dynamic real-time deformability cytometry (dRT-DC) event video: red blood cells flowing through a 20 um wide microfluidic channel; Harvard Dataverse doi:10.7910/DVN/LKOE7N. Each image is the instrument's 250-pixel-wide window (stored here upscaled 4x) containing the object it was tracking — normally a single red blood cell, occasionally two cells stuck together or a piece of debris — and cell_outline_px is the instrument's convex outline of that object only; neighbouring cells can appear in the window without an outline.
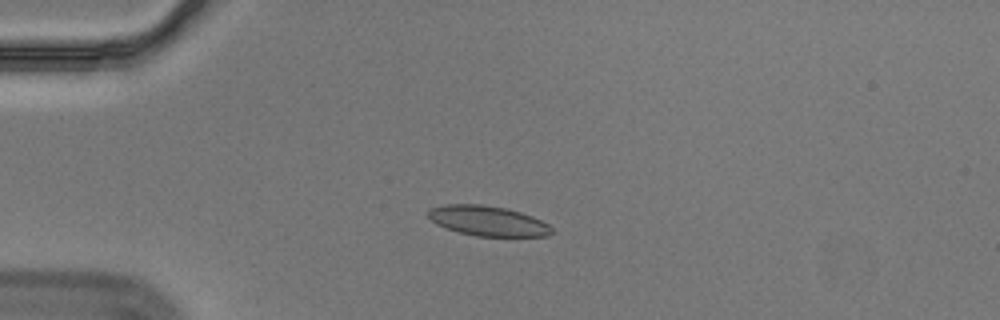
{"species": "Egyptian fruit bat (a non-hibernating species)", "species_latin": "Rousettus aegyptiacus", "temperature_condition": "cold", "stored_images_in_passage": 43, "camera_frame_rate_fps": 3000, "um_per_image_px": 0.085, "animal": {"sex": "male"}, "frame": {"image": 1, "passage_image": 1, "time_ms": 0.0, "image_size_px": [1000, 320], "cell_outline_px": [[552, 232], [548, 236], [476, 236], [460, 232], [436, 224], [428, 216], [428, 212], [432, 208], [444, 204], [480, 204], [504, 208], [520, 212], [532, 216], [548, 224], [552, 228]], "centroid_in_image_um": [41.47, 18.77], "position_along_channel_um": 43.5, "area_um2": 21.33}}
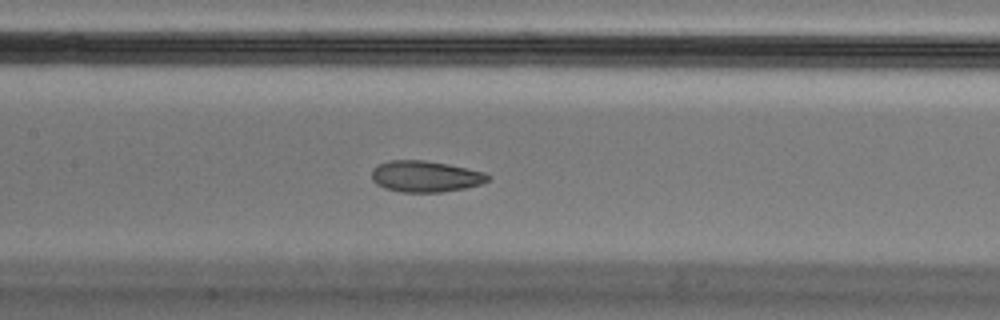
{"frame": {"image": 2, "passage_image": 14, "time_ms": 4.333, "image_size_px": [1000, 320], "cell_outline_px": [[492, 176], [488, 180], [480, 184], [464, 188], [440, 192], [400, 192], [384, 188], [376, 184], [372, 180], [372, 168], [376, 164], [388, 160], [424, 160], [448, 164], [484, 172]], "centroid_in_image_um": [36.11, 14.99], "position_along_channel_um": 171.3, "area_um2": 21.27}}
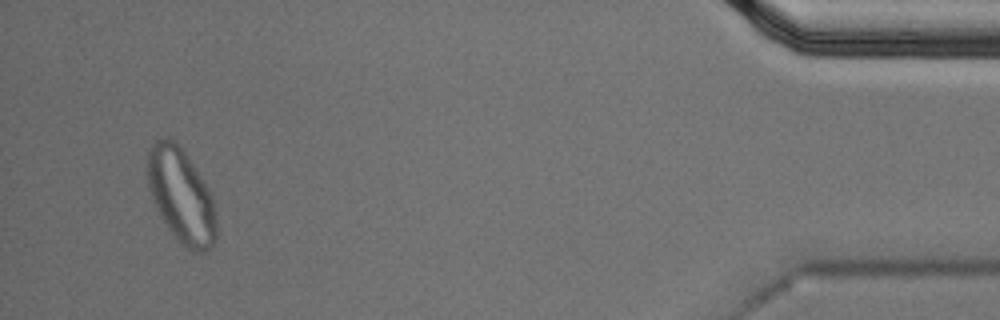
{"frame": {"image": 3, "passage_image": 41, "time_ms": 13.333, "image_size_px": [1000, 320], "cell_outline_px": [[216, 240], [204, 252], [192, 252], [176, 240], [160, 216], [152, 200], [148, 184], [148, 152], [152, 144], [160, 136], [168, 136], [184, 152], [208, 188], [212, 196], [216, 212]], "centroid_in_image_um": [15.4, 16.66], "position_along_channel_um": 419.8, "area_um2": 37.74}, "authors_computed_cell_mechanics": {"area_um2": 22.4264, "velocity_mm_per_s": 3.5266, "shape_relaxation_time_tau1_ms": null, "shape_relaxation_time_tau2_ms": 1.2168, "deformation_change_tau1": null, "deformation_change_tau2": 0.0651}}